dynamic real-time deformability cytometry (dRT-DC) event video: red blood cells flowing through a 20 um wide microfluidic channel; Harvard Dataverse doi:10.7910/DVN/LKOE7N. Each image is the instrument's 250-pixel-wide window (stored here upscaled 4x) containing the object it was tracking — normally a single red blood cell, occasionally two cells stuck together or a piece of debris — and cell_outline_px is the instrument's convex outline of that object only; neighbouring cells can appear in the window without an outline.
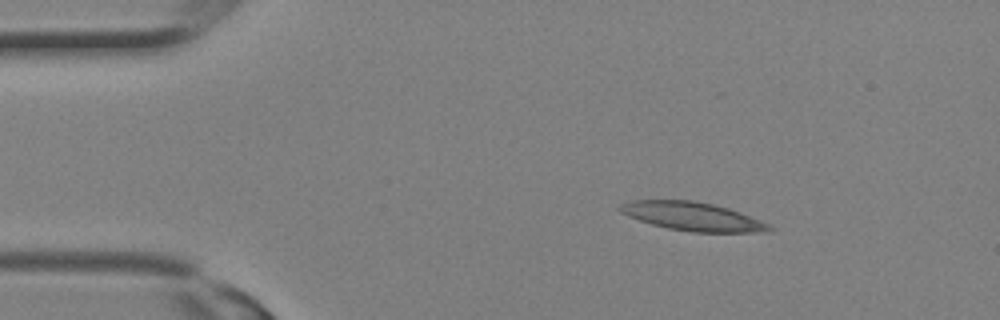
{"species": "Egyptian fruit bat (a non-hibernating species)", "species_latin": "Rousettus aegyptiacus", "temperature_condition": "room temperature", "stored_images_in_passage": 7, "camera_frame_rate_fps": 3000, "um_per_image_px": 0.085, "animal": {"sex": "female"}, "frame": {"image": 1, "passage_image": 1, "time_ms": 0.0, "image_size_px": [1000, 320], "cell_outline_px": [[776, 228], [772, 232], [692, 232], [668, 228], [652, 224], [628, 216], [620, 212], [616, 208], [620, 204], [632, 200], [692, 200], [712, 204], [728, 208], [740, 212], [760, 220]], "centroid_in_image_um": [58.88, 18.4], "position_along_channel_um": 26.1, "area_um2": 24.85}}
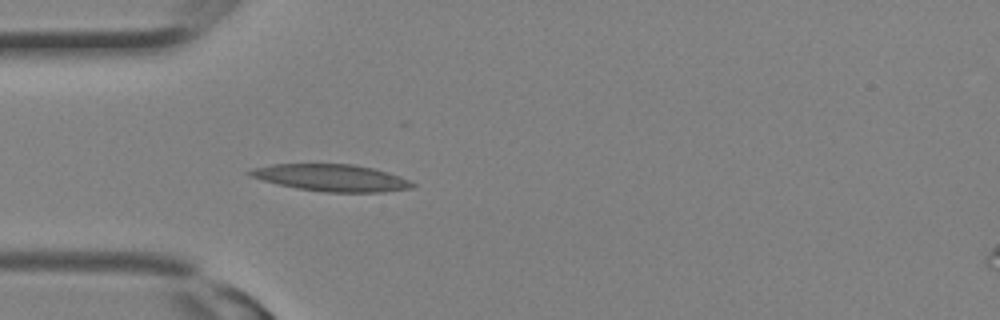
{"frame": {"image": 2, "passage_image": 5, "time_ms": 1.333, "image_size_px": [1000, 320], "cell_outline_px": [[416, 184], [412, 188], [384, 192], [328, 192], [296, 188], [264, 180], [252, 176], [244, 172], [256, 168], [272, 164], [352, 164], [372, 168], [388, 172], [400, 176]], "centroid_in_image_um": [28.21, 15.11], "position_along_channel_um": 56.8, "area_um2": 25.2}}
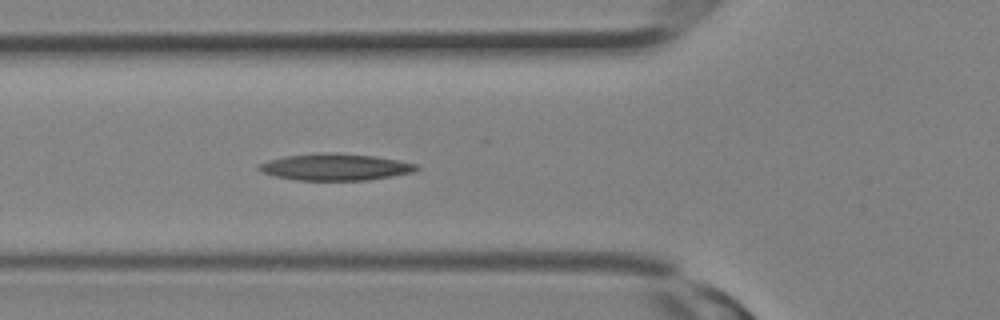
{"frame": {"image": 3, "passage_image": 7, "time_ms": 2.0, "image_size_px": [1000, 320], "cell_outline_px": [[420, 168], [416, 172], [368, 180], [296, 180], [276, 176], [264, 172], [256, 168], [260, 164], [268, 160], [284, 156], [320, 152], [336, 152], [372, 156], [396, 160], [416, 164]], "centroid_in_image_um": [28.51, 14.19], "position_along_channel_um": 97.3, "area_um2": 24.51}}